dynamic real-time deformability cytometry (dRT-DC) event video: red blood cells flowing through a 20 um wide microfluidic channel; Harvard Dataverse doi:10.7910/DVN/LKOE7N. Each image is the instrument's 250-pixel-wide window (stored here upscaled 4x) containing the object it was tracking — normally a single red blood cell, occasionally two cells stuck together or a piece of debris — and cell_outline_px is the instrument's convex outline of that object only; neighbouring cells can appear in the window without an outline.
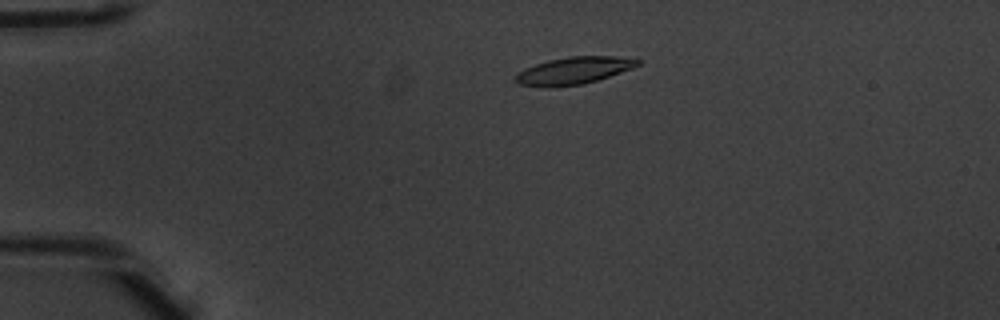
{"species": "common noctule bat (a hibernating species)", "species_latin": "Nyctalus noctula", "temperature_condition": "warm", "stored_images_in_passage": 4, "camera_frame_rate_fps": 3000, "um_per_image_px": 0.085, "animal": {"sex": "male", "body_mass_g": 20.1, "forearm_length_mm": 53.5}, "frame": {"image": 1, "passage_image": 3, "time_ms": 0.667, "image_size_px": [1000, 320], "cell_outline_px": [[640, 64], [632, 68], [596, 80], [580, 84], [520, 84], [512, 80], [524, 68], [548, 60], [568, 56], [616, 56], [640, 60]], "centroid_in_image_um": [48.82, 5.94], "position_along_channel_um": 36.2, "area_um2": 18.32}}
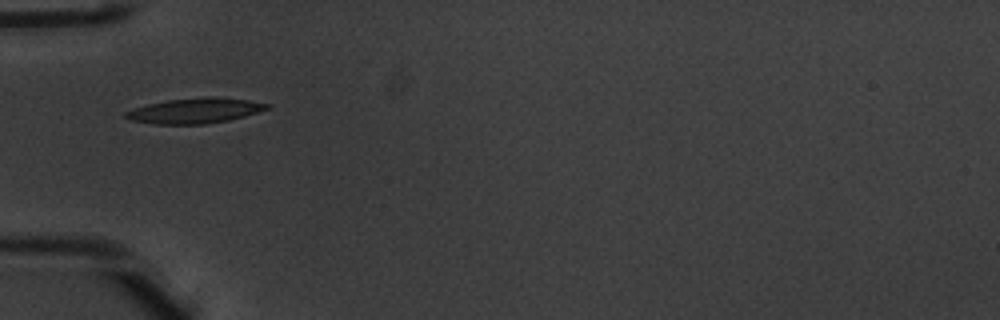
{"frame": {"image": 2, "passage_image": 4, "time_ms": 1.0, "image_size_px": [1000, 320], "cell_outline_px": [[272, 104], [268, 108], [244, 116], [228, 120], [204, 124], [152, 124], [128, 120], [124, 116], [124, 112], [148, 104], [168, 100], [204, 96], [248, 100]], "centroid_in_image_um": [16.53, 9.41], "position_along_channel_um": 68.5, "area_um2": 20.63}}